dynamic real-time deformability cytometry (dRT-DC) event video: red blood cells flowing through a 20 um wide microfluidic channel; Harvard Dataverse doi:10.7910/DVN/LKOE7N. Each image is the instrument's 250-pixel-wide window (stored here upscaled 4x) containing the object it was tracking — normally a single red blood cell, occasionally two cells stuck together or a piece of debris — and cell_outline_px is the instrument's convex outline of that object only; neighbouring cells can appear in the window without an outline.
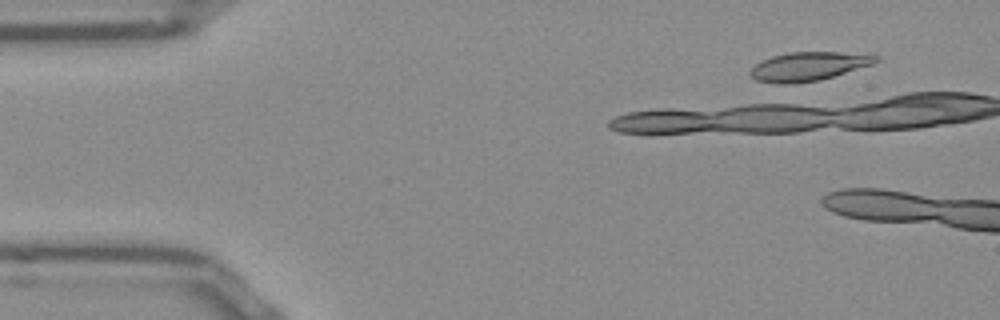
{"species": "Egyptian fruit bat (a non-hibernating species)", "species_latin": "Rousettus aegyptiacus", "temperature_condition": "room temperature", "stored_images_in_passage": 5, "camera_frame_rate_fps": 3000, "um_per_image_px": 0.085, "frame": {"image": 1, "passage_image": 5, "time_ms": 1.333, "image_size_px": [1000, 320], "cell_outline_px": [[880, 60], [872, 64], [820, 80], [784, 84], [776, 84], [756, 80], [748, 72], [756, 64], [772, 56], [788, 52], [836, 52], [880, 56]], "centroid_in_image_um": [68.69, 5.64], "position_along_channel_um": 16.3, "area_um2": 20.75}}